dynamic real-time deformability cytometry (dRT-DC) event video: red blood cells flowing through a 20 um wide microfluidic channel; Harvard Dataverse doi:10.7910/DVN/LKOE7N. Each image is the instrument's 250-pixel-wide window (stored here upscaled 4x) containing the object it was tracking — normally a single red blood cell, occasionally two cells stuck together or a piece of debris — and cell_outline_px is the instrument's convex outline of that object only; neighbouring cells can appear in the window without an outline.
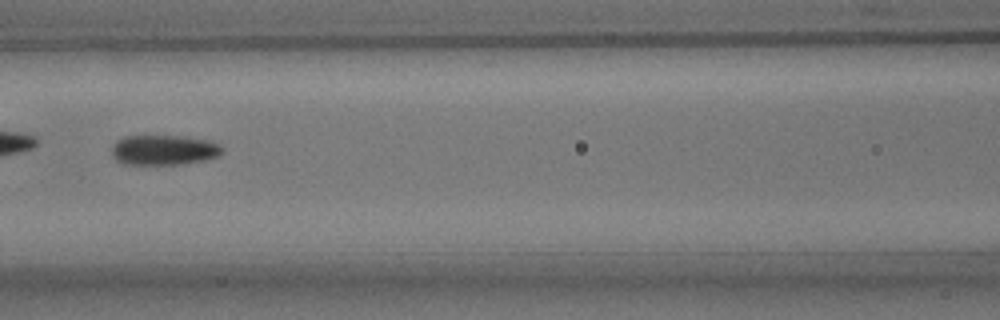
{"species": "common noctule bat (a hibernating species)", "species_latin": "Nyctalus noctula", "temperature_condition": "room temperature", "stored_images_in_passage": 53, "camera_frame_rate_fps": 3000, "um_per_image_px": 0.085, "animal": {"sex": "male", "body_mass_g": 15.6}, "frame": {"image": 1, "passage_image": 23, "time_ms": 7.333, "image_size_px": [1000, 320], "cell_outline_px": [[224, 152], [220, 156], [204, 160], [184, 164], [124, 164], [116, 160], [112, 156], [112, 144], [116, 140], [124, 136], [184, 136], [212, 140], [220, 144], [224, 148]], "centroid_in_image_um": [13.97, 12.74], "position_along_channel_um": 152.6, "area_um2": 19.77}}
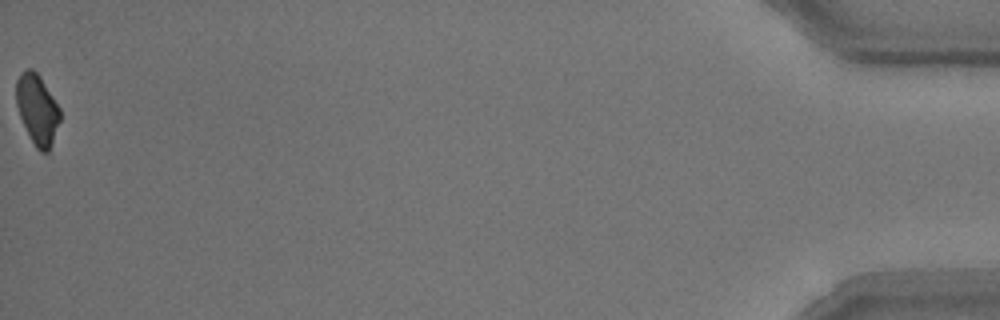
{"frame": {"image": 2, "passage_image": 53, "time_ms": 17.333, "image_size_px": [1000, 320], "cell_outline_px": [[60, 120], [48, 152], [40, 152], [36, 148], [20, 116], [16, 104], [16, 80], [28, 68], [32, 68], [40, 76], [60, 108]], "centroid_in_image_um": [3.17, 9.28], "position_along_channel_um": 432.0, "area_um2": 17.51}, "authors_computed_cell_mechanics": {"area_um2": 19.4208, "velocity_mm_per_s": 3.7669, "shape_relaxation_time_tau1_ms": 4.1706, "shape_relaxation_time_tau2_ms": 4.0209, "deformation_change_tau1": 0.1186, "deformation_change_tau2": 0.0793}}